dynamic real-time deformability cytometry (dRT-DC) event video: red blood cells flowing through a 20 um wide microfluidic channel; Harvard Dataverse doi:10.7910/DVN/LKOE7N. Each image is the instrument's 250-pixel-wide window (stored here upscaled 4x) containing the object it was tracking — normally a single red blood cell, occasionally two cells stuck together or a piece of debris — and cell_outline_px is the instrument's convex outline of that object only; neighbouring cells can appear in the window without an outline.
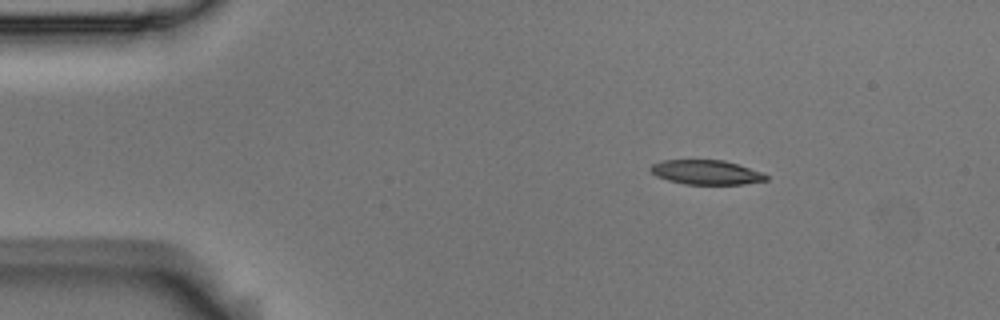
{"species": "Egyptian fruit bat (a non-hibernating species)", "species_latin": "Rousettus aegyptiacus", "temperature_condition": "room temperature", "stored_images_in_passage": 4, "camera_frame_rate_fps": 3000, "um_per_image_px": 0.085, "animal": {"sex": "male"}, "frame": {"image": 1, "passage_image": 2, "time_ms": 0.333, "image_size_px": [1000, 320], "cell_outline_px": [[768, 180], [744, 184], [684, 184], [668, 180], [656, 176], [648, 168], [652, 164], [664, 160], [724, 160], [764, 172], [768, 176]], "centroid_in_image_um": [60.05, 14.64], "position_along_channel_um": 24.9, "area_um2": 16.53}}
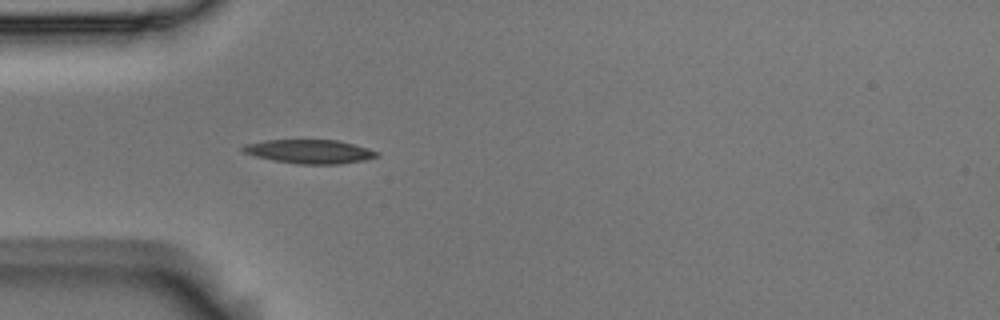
{"frame": {"image": 2, "passage_image": 4, "time_ms": 1.0, "image_size_px": [1000, 320], "cell_outline_px": [[380, 156], [364, 160], [340, 164], [296, 164], [272, 160], [256, 156], [244, 152], [240, 148], [244, 144], [264, 140], [336, 140], [368, 148], [380, 152]], "centroid_in_image_um": [26.32, 12.88], "position_along_channel_um": 58.7, "area_um2": 18.67}}